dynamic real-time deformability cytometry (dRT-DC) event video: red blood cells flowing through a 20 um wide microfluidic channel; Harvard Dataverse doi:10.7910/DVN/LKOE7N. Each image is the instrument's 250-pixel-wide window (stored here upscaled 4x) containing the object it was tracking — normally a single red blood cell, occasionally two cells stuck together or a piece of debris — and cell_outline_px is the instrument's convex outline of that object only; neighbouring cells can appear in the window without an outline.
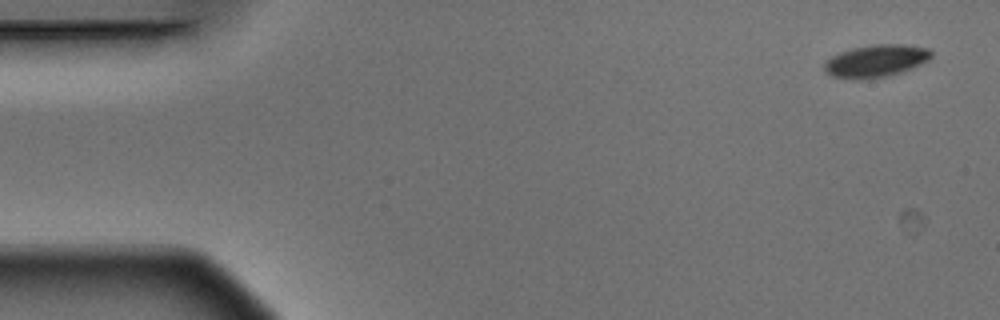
{"species": "Egyptian fruit bat (a non-hibernating species)", "species_latin": "Rousettus aegyptiacus", "temperature_condition": "warm", "stored_images_in_passage": 6, "camera_frame_rate_fps": 3000, "um_per_image_px": 0.085, "animal": {"sex": "male"}, "frame": {"image": 1, "passage_image": 1, "time_ms": 0.0, "image_size_px": [1000, 320], "cell_outline_px": [[932, 56], [928, 60], [920, 64], [900, 72], [888, 76], [860, 80], [856, 80], [832, 76], [824, 68], [824, 64], [832, 56], [840, 52], [852, 48], [872, 44], [904, 44], [928, 48], [932, 52]], "centroid_in_image_um": [74.46, 5.17], "position_along_channel_um": 10.5, "area_um2": 20.11}}
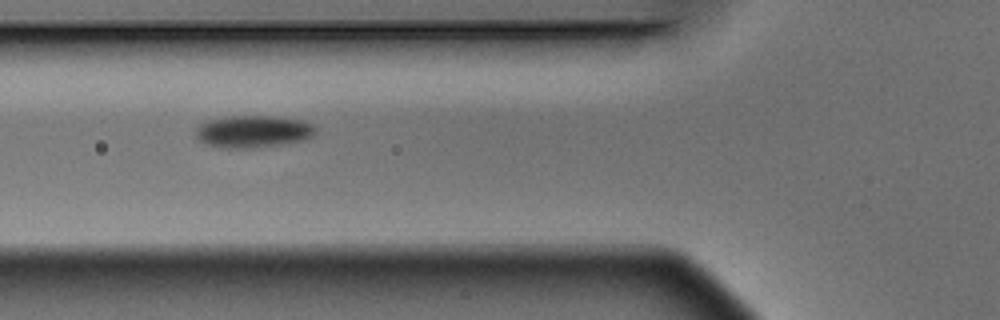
{"frame": {"image": 2, "passage_image": 6, "time_ms": 1.667, "image_size_px": [1000, 320], "cell_outline_px": [[316, 132], [312, 136], [300, 140], [280, 144], [256, 148], [220, 148], [204, 144], [196, 136], [196, 128], [200, 124], [212, 120], [232, 116], [272, 116], [304, 120], [312, 124], [316, 128]], "centroid_in_image_um": [21.51, 11.18], "position_along_channel_um": 104.3, "area_um2": 22.37}}